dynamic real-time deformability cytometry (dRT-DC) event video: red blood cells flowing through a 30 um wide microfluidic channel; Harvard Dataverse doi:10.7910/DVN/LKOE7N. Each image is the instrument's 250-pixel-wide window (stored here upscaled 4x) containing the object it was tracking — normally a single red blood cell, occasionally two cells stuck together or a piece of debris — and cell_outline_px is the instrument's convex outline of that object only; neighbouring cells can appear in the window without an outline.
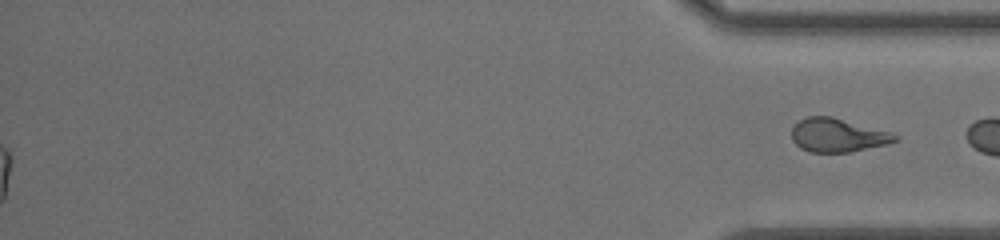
{"species": "common noctule bat (a hibernating species)", "species_latin": "Nyctalus noctula", "temperature_condition": "room temperature", "stored_images_in_passage": 49, "segment_of_instrument_passage": [2, 2], "camera_frame_rate_fps": 3000, "um_per_image_px": 0.085, "animal": {"sex": "female", "body_mass_g": 20.0, "forearm_length_mm": 54.0}, "frame": {"image": 1, "passage_image": 49, "time_ms": 16.0, "image_size_px": [1000, 240], "cell_outline_px": [[900, 136], [896, 140], [888, 144], [852, 152], [812, 152], [800, 148], [792, 140], [792, 128], [800, 120], [808, 116], [832, 116], [892, 132]], "centroid_in_image_um": [71.23, 11.49], "position_along_channel_um": 364.0, "area_um2": 20.35}}